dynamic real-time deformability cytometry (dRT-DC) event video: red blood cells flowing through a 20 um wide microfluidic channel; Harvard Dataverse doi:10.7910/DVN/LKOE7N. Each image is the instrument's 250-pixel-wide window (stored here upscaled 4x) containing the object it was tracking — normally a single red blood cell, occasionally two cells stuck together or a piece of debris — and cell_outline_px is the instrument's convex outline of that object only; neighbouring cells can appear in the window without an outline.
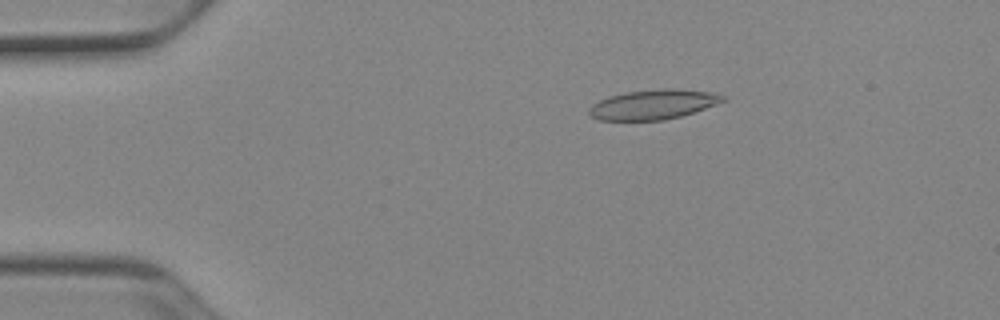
{"species": "Egyptian fruit bat (a non-hibernating species)", "species_latin": "Rousettus aegyptiacus", "temperature_condition": "cold", "stored_images_in_passage": 51, "camera_frame_rate_fps": 3000, "um_per_image_px": 0.085, "animal": {"sex": "female"}, "frame": {"image": 1, "passage_image": 9, "time_ms": 2.667, "image_size_px": [1000, 320], "cell_outline_px": [[728, 100], [680, 116], [664, 120], [600, 120], [592, 116], [588, 112], [588, 108], [592, 104], [608, 96], [624, 92], [664, 88], [676, 88], [708, 92], [724, 96]], "centroid_in_image_um": [55.49, 8.87], "position_along_channel_um": 29.5, "area_um2": 23.06}}
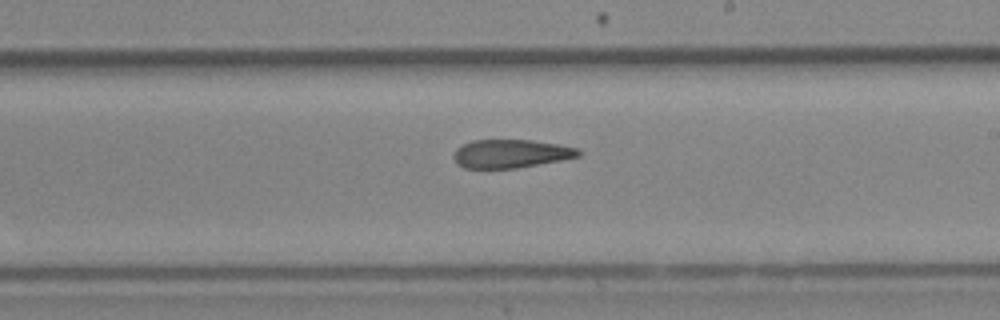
{"frame": {"image": 2, "passage_image": 30, "time_ms": 9.667, "image_size_px": [1000, 320], "cell_outline_px": [[580, 156], [560, 160], [516, 168], [464, 168], [456, 164], [452, 156], [456, 148], [472, 140], [532, 140], [560, 144], [580, 148]], "centroid_in_image_um": [43.41, 13.06], "position_along_channel_um": 245.6, "area_um2": 20.75}}
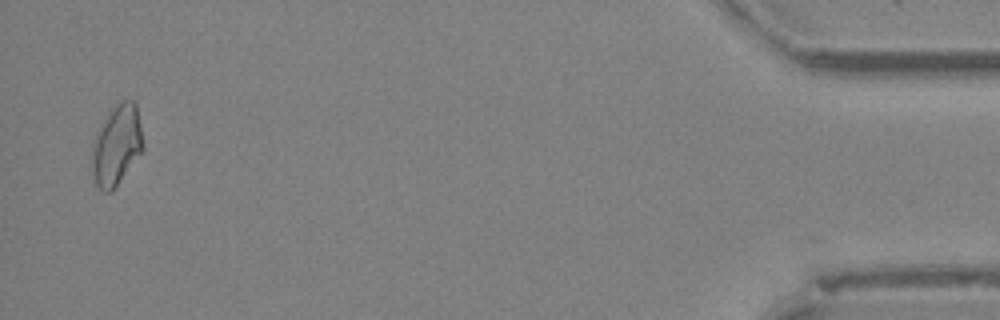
{"frame": {"image": 3, "passage_image": 50, "time_ms": 16.333, "image_size_px": [1000, 320], "cell_outline_px": [[144, 148], [112, 192], [104, 192], [96, 184], [92, 172], [92, 144], [96, 132], [100, 124], [108, 112], [116, 104], [124, 100], [136, 100], [144, 144]], "centroid_in_image_um": [9.91, 12.31], "position_along_channel_um": 425.3, "area_um2": 24.04}, "authors_computed_cell_mechanics": {"area_um2": 22.4842, "velocity_mm_per_s": 3.9342, "shape_relaxation_time_tau1_ms": null, "shape_relaxation_time_tau2_ms": 7.2802, "deformation_change_tau1": null, "deformation_change_tau2": 0.1808}}